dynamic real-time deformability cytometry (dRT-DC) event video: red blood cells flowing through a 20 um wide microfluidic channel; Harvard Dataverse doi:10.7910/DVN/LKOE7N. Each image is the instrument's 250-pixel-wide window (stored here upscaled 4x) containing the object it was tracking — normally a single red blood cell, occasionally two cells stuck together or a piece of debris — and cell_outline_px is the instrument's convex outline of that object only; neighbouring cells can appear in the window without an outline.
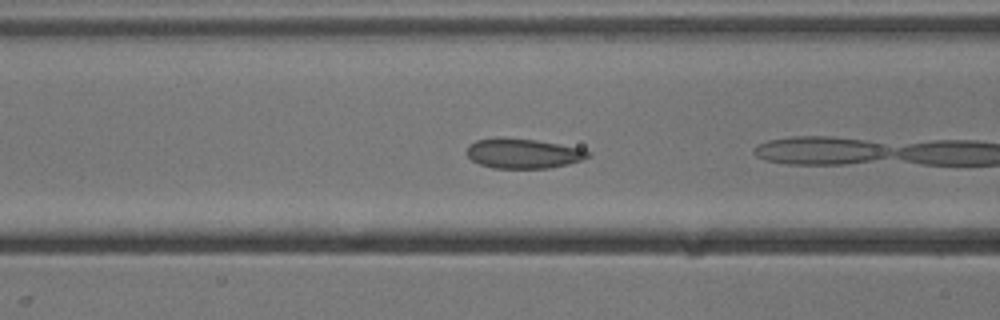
{"species": "common noctule bat (a hibernating species)", "species_latin": "Nyctalus noctula", "temperature_condition": "cold", "stored_images_in_passage": 6, "camera_frame_rate_fps": 3000, "um_per_image_px": 0.085, "animal": {"sex": "male", "body_mass_g": 13.3}, "frame": {"image": 1, "passage_image": 4, "time_ms": 1.0, "image_size_px": [1000, 320], "cell_outline_px": [[592, 152], [588, 156], [580, 160], [568, 164], [548, 168], [492, 168], [480, 164], [472, 160], [468, 156], [468, 144], [476, 140], [536, 140], [584, 148]], "centroid_in_image_um": [44.54, 13.08], "position_along_channel_um": 122.1, "area_um2": 20.4}}